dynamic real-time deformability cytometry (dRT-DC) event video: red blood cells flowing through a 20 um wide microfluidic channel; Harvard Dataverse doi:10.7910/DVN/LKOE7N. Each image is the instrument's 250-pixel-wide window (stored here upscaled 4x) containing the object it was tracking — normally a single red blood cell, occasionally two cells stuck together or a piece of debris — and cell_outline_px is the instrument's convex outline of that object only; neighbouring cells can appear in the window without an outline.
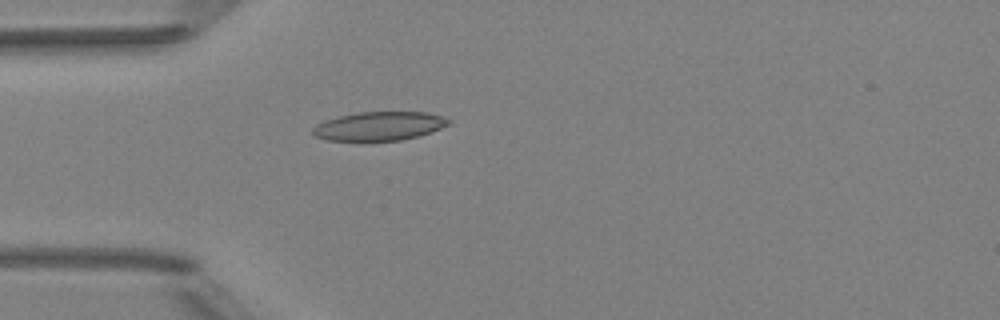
{"species": "Egyptian fruit bat (a non-hibernating species)", "species_latin": "Rousettus aegyptiacus", "temperature_condition": "room temperature", "stored_images_in_passage": 5, "camera_frame_rate_fps": 3000, "um_per_image_px": 0.085, "animal": {"sex": "female"}, "frame": {"image": 1, "passage_image": 5, "time_ms": 1.333, "image_size_px": [1000, 320], "cell_outline_px": [[452, 124], [432, 132], [400, 140], [364, 144], [328, 140], [312, 136], [312, 128], [316, 124], [324, 120], [340, 116], [360, 112], [428, 112], [452, 120]], "centroid_in_image_um": [32.18, 10.77], "position_along_channel_um": 52.8, "area_um2": 23.81}}